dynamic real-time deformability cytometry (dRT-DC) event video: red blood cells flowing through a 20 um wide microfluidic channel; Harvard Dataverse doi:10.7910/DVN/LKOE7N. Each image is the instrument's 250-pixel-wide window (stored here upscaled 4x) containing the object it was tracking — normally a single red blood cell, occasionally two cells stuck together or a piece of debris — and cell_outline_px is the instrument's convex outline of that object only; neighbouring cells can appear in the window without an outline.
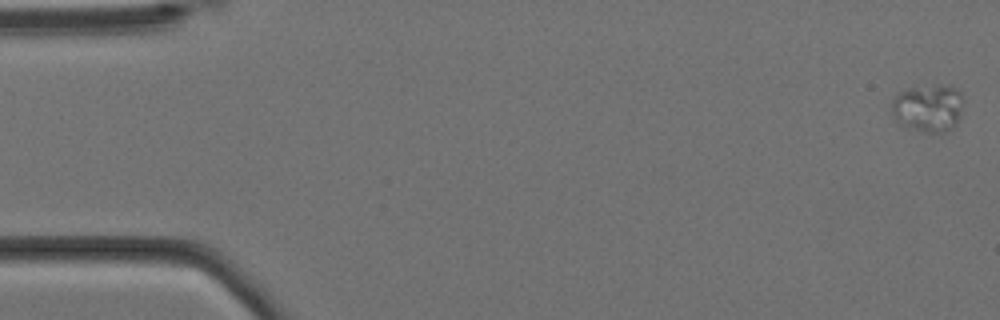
{"species": "Egyptian fruit bat (a non-hibernating species)", "species_latin": "Rousettus aegyptiacus", "temperature_condition": "cold", "stored_images_in_passage": 4, "camera_frame_rate_fps": 3000, "um_per_image_px": 0.085, "animal": {"sex": "female"}, "frame": {"image": 1, "passage_image": 1, "time_ms": 0.0, "image_size_px": [1000, 320], "cell_outline_px": [[964, 100], [960, 116], [956, 124], [952, 128], [944, 132], [924, 132], [900, 124], [892, 116], [892, 100], [900, 92], [908, 88], [948, 84], [956, 88], [960, 92]], "centroid_in_image_um": [78.92, 9.17], "position_along_channel_um": 6.1, "area_um2": 20.0}}